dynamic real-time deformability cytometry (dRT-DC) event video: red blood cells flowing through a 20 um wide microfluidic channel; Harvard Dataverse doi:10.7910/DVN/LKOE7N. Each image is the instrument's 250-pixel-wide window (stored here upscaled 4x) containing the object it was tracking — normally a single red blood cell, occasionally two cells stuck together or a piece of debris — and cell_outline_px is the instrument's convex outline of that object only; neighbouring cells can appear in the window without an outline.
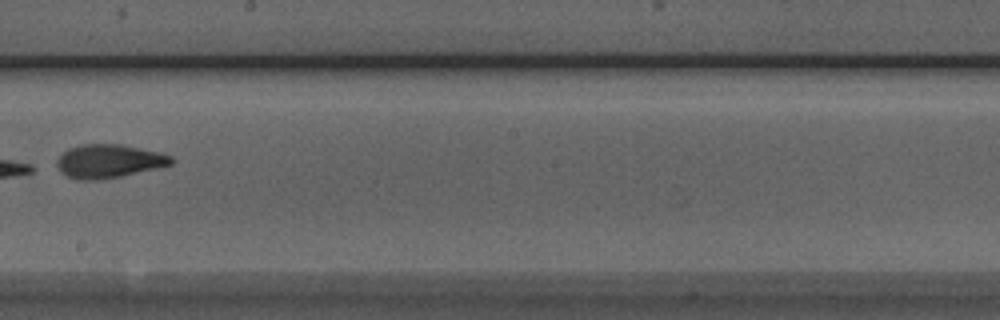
{"species": "Egyptian fruit bat (a non-hibernating species)", "species_latin": "Rousettus aegyptiacus", "temperature_condition": "room temperature", "stored_images_in_passage": 9, "camera_frame_rate_fps": 3000, "um_per_image_px": 0.085, "animal": {"sex": "male"}, "frame": {"image": 1, "passage_image": 8, "time_ms": 8.333, "image_size_px": [1000, 320], "cell_outline_px": [[172, 164], [160, 168], [100, 180], [76, 180], [60, 172], [56, 164], [56, 160], [68, 148], [80, 144], [120, 144], [160, 152], [172, 156]], "centroid_in_image_um": [9.24, 13.7], "position_along_channel_um": 239.0, "area_um2": 22.48}}
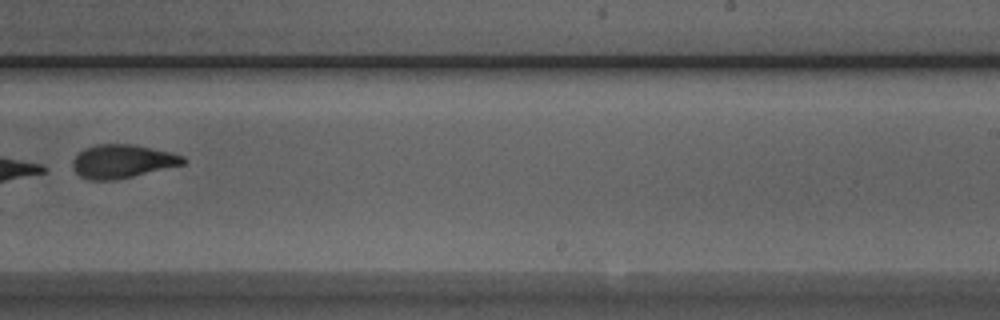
{"frame": {"image": 2, "passage_image": 9, "time_ms": 9.333, "image_size_px": [1000, 320], "cell_outline_px": [[188, 160], [184, 164], [116, 180], [88, 180], [80, 176], [72, 168], [72, 160], [84, 148], [96, 144], [132, 144], [172, 152], [184, 156]], "centroid_in_image_um": [10.4, 13.71], "position_along_channel_um": 278.6, "area_um2": 21.68}}